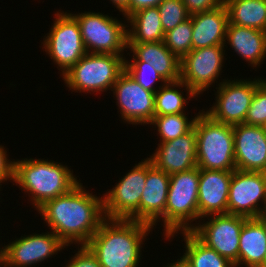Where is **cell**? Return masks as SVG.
I'll use <instances>...</instances> for the list:
<instances>
[{
	"label": "cell",
	"mask_w": 266,
	"mask_h": 267,
	"mask_svg": "<svg viewBox=\"0 0 266 267\" xmlns=\"http://www.w3.org/2000/svg\"><path fill=\"white\" fill-rule=\"evenodd\" d=\"M124 70L144 89L153 93L166 83L165 79L154 69V67L148 65V62L128 61V58L126 59L125 57ZM160 81L161 83L163 82V84L158 86V88L154 87L153 84Z\"/></svg>",
	"instance_id": "cell-30"
},
{
	"label": "cell",
	"mask_w": 266,
	"mask_h": 267,
	"mask_svg": "<svg viewBox=\"0 0 266 267\" xmlns=\"http://www.w3.org/2000/svg\"><path fill=\"white\" fill-rule=\"evenodd\" d=\"M262 267H266V257H265L264 264L262 265Z\"/></svg>",
	"instance_id": "cell-41"
},
{
	"label": "cell",
	"mask_w": 266,
	"mask_h": 267,
	"mask_svg": "<svg viewBox=\"0 0 266 267\" xmlns=\"http://www.w3.org/2000/svg\"><path fill=\"white\" fill-rule=\"evenodd\" d=\"M152 229L135 220L105 218L86 246L101 267H138L143 240Z\"/></svg>",
	"instance_id": "cell-2"
},
{
	"label": "cell",
	"mask_w": 266,
	"mask_h": 267,
	"mask_svg": "<svg viewBox=\"0 0 266 267\" xmlns=\"http://www.w3.org/2000/svg\"><path fill=\"white\" fill-rule=\"evenodd\" d=\"M142 160L115 187L102 194L105 218L140 222V198L147 176V158Z\"/></svg>",
	"instance_id": "cell-9"
},
{
	"label": "cell",
	"mask_w": 266,
	"mask_h": 267,
	"mask_svg": "<svg viewBox=\"0 0 266 267\" xmlns=\"http://www.w3.org/2000/svg\"><path fill=\"white\" fill-rule=\"evenodd\" d=\"M186 115V113L154 115L149 124L157 128L160 143L185 135L193 128L196 116L190 121Z\"/></svg>",
	"instance_id": "cell-28"
},
{
	"label": "cell",
	"mask_w": 266,
	"mask_h": 267,
	"mask_svg": "<svg viewBox=\"0 0 266 267\" xmlns=\"http://www.w3.org/2000/svg\"><path fill=\"white\" fill-rule=\"evenodd\" d=\"M112 91L125 123L149 125L154 117L155 93L144 89L125 70L113 84Z\"/></svg>",
	"instance_id": "cell-15"
},
{
	"label": "cell",
	"mask_w": 266,
	"mask_h": 267,
	"mask_svg": "<svg viewBox=\"0 0 266 267\" xmlns=\"http://www.w3.org/2000/svg\"><path fill=\"white\" fill-rule=\"evenodd\" d=\"M225 47L216 45L191 50L180 61V80L191 88L196 95L203 94L215 84L222 75L225 61Z\"/></svg>",
	"instance_id": "cell-13"
},
{
	"label": "cell",
	"mask_w": 266,
	"mask_h": 267,
	"mask_svg": "<svg viewBox=\"0 0 266 267\" xmlns=\"http://www.w3.org/2000/svg\"><path fill=\"white\" fill-rule=\"evenodd\" d=\"M148 158L156 168L167 174L197 167V140L194 127L185 135L159 143L155 153Z\"/></svg>",
	"instance_id": "cell-17"
},
{
	"label": "cell",
	"mask_w": 266,
	"mask_h": 267,
	"mask_svg": "<svg viewBox=\"0 0 266 267\" xmlns=\"http://www.w3.org/2000/svg\"><path fill=\"white\" fill-rule=\"evenodd\" d=\"M192 50L216 45H225L226 28L229 22L225 4L209 11L191 14Z\"/></svg>",
	"instance_id": "cell-20"
},
{
	"label": "cell",
	"mask_w": 266,
	"mask_h": 267,
	"mask_svg": "<svg viewBox=\"0 0 266 267\" xmlns=\"http://www.w3.org/2000/svg\"><path fill=\"white\" fill-rule=\"evenodd\" d=\"M166 47L179 59H183L192 50V19L178 24L165 33Z\"/></svg>",
	"instance_id": "cell-29"
},
{
	"label": "cell",
	"mask_w": 266,
	"mask_h": 267,
	"mask_svg": "<svg viewBox=\"0 0 266 267\" xmlns=\"http://www.w3.org/2000/svg\"><path fill=\"white\" fill-rule=\"evenodd\" d=\"M78 22L88 53L123 55L128 49L127 29L130 26L100 12L72 14Z\"/></svg>",
	"instance_id": "cell-7"
},
{
	"label": "cell",
	"mask_w": 266,
	"mask_h": 267,
	"mask_svg": "<svg viewBox=\"0 0 266 267\" xmlns=\"http://www.w3.org/2000/svg\"><path fill=\"white\" fill-rule=\"evenodd\" d=\"M190 14L209 11L224 4V0H182Z\"/></svg>",
	"instance_id": "cell-35"
},
{
	"label": "cell",
	"mask_w": 266,
	"mask_h": 267,
	"mask_svg": "<svg viewBox=\"0 0 266 267\" xmlns=\"http://www.w3.org/2000/svg\"><path fill=\"white\" fill-rule=\"evenodd\" d=\"M123 55L86 53L63 76L72 92H105L113 88L119 75L124 71Z\"/></svg>",
	"instance_id": "cell-6"
},
{
	"label": "cell",
	"mask_w": 266,
	"mask_h": 267,
	"mask_svg": "<svg viewBox=\"0 0 266 267\" xmlns=\"http://www.w3.org/2000/svg\"><path fill=\"white\" fill-rule=\"evenodd\" d=\"M131 26L127 28L128 43H148L164 41L165 33L157 7L142 9L127 19Z\"/></svg>",
	"instance_id": "cell-24"
},
{
	"label": "cell",
	"mask_w": 266,
	"mask_h": 267,
	"mask_svg": "<svg viewBox=\"0 0 266 267\" xmlns=\"http://www.w3.org/2000/svg\"><path fill=\"white\" fill-rule=\"evenodd\" d=\"M262 127L266 130V121H265V123L263 124Z\"/></svg>",
	"instance_id": "cell-42"
},
{
	"label": "cell",
	"mask_w": 266,
	"mask_h": 267,
	"mask_svg": "<svg viewBox=\"0 0 266 267\" xmlns=\"http://www.w3.org/2000/svg\"><path fill=\"white\" fill-rule=\"evenodd\" d=\"M36 211L67 246L86 245L105 219L103 196L93 195L81 182L68 193L48 200Z\"/></svg>",
	"instance_id": "cell-1"
},
{
	"label": "cell",
	"mask_w": 266,
	"mask_h": 267,
	"mask_svg": "<svg viewBox=\"0 0 266 267\" xmlns=\"http://www.w3.org/2000/svg\"><path fill=\"white\" fill-rule=\"evenodd\" d=\"M163 0H129V16L142 9L157 7Z\"/></svg>",
	"instance_id": "cell-36"
},
{
	"label": "cell",
	"mask_w": 266,
	"mask_h": 267,
	"mask_svg": "<svg viewBox=\"0 0 266 267\" xmlns=\"http://www.w3.org/2000/svg\"><path fill=\"white\" fill-rule=\"evenodd\" d=\"M157 8L164 33L174 29L191 16L182 0H163Z\"/></svg>",
	"instance_id": "cell-31"
},
{
	"label": "cell",
	"mask_w": 266,
	"mask_h": 267,
	"mask_svg": "<svg viewBox=\"0 0 266 267\" xmlns=\"http://www.w3.org/2000/svg\"><path fill=\"white\" fill-rule=\"evenodd\" d=\"M266 257V218H248L240 231L238 262L234 267H262Z\"/></svg>",
	"instance_id": "cell-21"
},
{
	"label": "cell",
	"mask_w": 266,
	"mask_h": 267,
	"mask_svg": "<svg viewBox=\"0 0 266 267\" xmlns=\"http://www.w3.org/2000/svg\"><path fill=\"white\" fill-rule=\"evenodd\" d=\"M199 168L170 174L165 206V239L191 231L198 220ZM190 222V223H189Z\"/></svg>",
	"instance_id": "cell-5"
},
{
	"label": "cell",
	"mask_w": 266,
	"mask_h": 267,
	"mask_svg": "<svg viewBox=\"0 0 266 267\" xmlns=\"http://www.w3.org/2000/svg\"><path fill=\"white\" fill-rule=\"evenodd\" d=\"M251 67H259L266 57V32L228 22L225 41Z\"/></svg>",
	"instance_id": "cell-22"
},
{
	"label": "cell",
	"mask_w": 266,
	"mask_h": 267,
	"mask_svg": "<svg viewBox=\"0 0 266 267\" xmlns=\"http://www.w3.org/2000/svg\"><path fill=\"white\" fill-rule=\"evenodd\" d=\"M185 241L182 255L190 267H234L227 258L203 243L192 231H180Z\"/></svg>",
	"instance_id": "cell-26"
},
{
	"label": "cell",
	"mask_w": 266,
	"mask_h": 267,
	"mask_svg": "<svg viewBox=\"0 0 266 267\" xmlns=\"http://www.w3.org/2000/svg\"><path fill=\"white\" fill-rule=\"evenodd\" d=\"M131 61H144L165 79L166 82L180 80V61L165 45L164 41L128 43Z\"/></svg>",
	"instance_id": "cell-23"
},
{
	"label": "cell",
	"mask_w": 266,
	"mask_h": 267,
	"mask_svg": "<svg viewBox=\"0 0 266 267\" xmlns=\"http://www.w3.org/2000/svg\"><path fill=\"white\" fill-rule=\"evenodd\" d=\"M262 217H263V218H266V203H265V208H264V210H263Z\"/></svg>",
	"instance_id": "cell-39"
},
{
	"label": "cell",
	"mask_w": 266,
	"mask_h": 267,
	"mask_svg": "<svg viewBox=\"0 0 266 267\" xmlns=\"http://www.w3.org/2000/svg\"><path fill=\"white\" fill-rule=\"evenodd\" d=\"M232 173L199 169L198 221L212 214H227Z\"/></svg>",
	"instance_id": "cell-19"
},
{
	"label": "cell",
	"mask_w": 266,
	"mask_h": 267,
	"mask_svg": "<svg viewBox=\"0 0 266 267\" xmlns=\"http://www.w3.org/2000/svg\"><path fill=\"white\" fill-rule=\"evenodd\" d=\"M49 33L44 36L43 48L62 76L86 53L77 20L68 12L59 10Z\"/></svg>",
	"instance_id": "cell-8"
},
{
	"label": "cell",
	"mask_w": 266,
	"mask_h": 267,
	"mask_svg": "<svg viewBox=\"0 0 266 267\" xmlns=\"http://www.w3.org/2000/svg\"><path fill=\"white\" fill-rule=\"evenodd\" d=\"M81 180L73 171L54 160L24 158L14 162V184L29 195L38 209L48 200L68 193Z\"/></svg>",
	"instance_id": "cell-3"
},
{
	"label": "cell",
	"mask_w": 266,
	"mask_h": 267,
	"mask_svg": "<svg viewBox=\"0 0 266 267\" xmlns=\"http://www.w3.org/2000/svg\"><path fill=\"white\" fill-rule=\"evenodd\" d=\"M266 121V79L256 88L244 124L263 126Z\"/></svg>",
	"instance_id": "cell-32"
},
{
	"label": "cell",
	"mask_w": 266,
	"mask_h": 267,
	"mask_svg": "<svg viewBox=\"0 0 266 267\" xmlns=\"http://www.w3.org/2000/svg\"><path fill=\"white\" fill-rule=\"evenodd\" d=\"M67 247L52 231L24 235L0 248L2 267L35 266Z\"/></svg>",
	"instance_id": "cell-14"
},
{
	"label": "cell",
	"mask_w": 266,
	"mask_h": 267,
	"mask_svg": "<svg viewBox=\"0 0 266 267\" xmlns=\"http://www.w3.org/2000/svg\"><path fill=\"white\" fill-rule=\"evenodd\" d=\"M229 23L266 32V0H224Z\"/></svg>",
	"instance_id": "cell-25"
},
{
	"label": "cell",
	"mask_w": 266,
	"mask_h": 267,
	"mask_svg": "<svg viewBox=\"0 0 266 267\" xmlns=\"http://www.w3.org/2000/svg\"><path fill=\"white\" fill-rule=\"evenodd\" d=\"M4 146L0 145V186L5 181L14 182V162L8 159L7 151ZM12 180V181H11ZM1 189V187H0Z\"/></svg>",
	"instance_id": "cell-34"
},
{
	"label": "cell",
	"mask_w": 266,
	"mask_h": 267,
	"mask_svg": "<svg viewBox=\"0 0 266 267\" xmlns=\"http://www.w3.org/2000/svg\"><path fill=\"white\" fill-rule=\"evenodd\" d=\"M165 267H190V265L184 260V258L181 256L180 259H177L173 263H168V265Z\"/></svg>",
	"instance_id": "cell-38"
},
{
	"label": "cell",
	"mask_w": 266,
	"mask_h": 267,
	"mask_svg": "<svg viewBox=\"0 0 266 267\" xmlns=\"http://www.w3.org/2000/svg\"><path fill=\"white\" fill-rule=\"evenodd\" d=\"M79 247L77 253L70 258L65 267H101L96 256L86 245Z\"/></svg>",
	"instance_id": "cell-33"
},
{
	"label": "cell",
	"mask_w": 266,
	"mask_h": 267,
	"mask_svg": "<svg viewBox=\"0 0 266 267\" xmlns=\"http://www.w3.org/2000/svg\"><path fill=\"white\" fill-rule=\"evenodd\" d=\"M266 78L227 80L223 79L216 87L215 103L203 112L212 120L224 124H242L246 118L256 88ZM250 80V81H249Z\"/></svg>",
	"instance_id": "cell-10"
},
{
	"label": "cell",
	"mask_w": 266,
	"mask_h": 267,
	"mask_svg": "<svg viewBox=\"0 0 266 267\" xmlns=\"http://www.w3.org/2000/svg\"><path fill=\"white\" fill-rule=\"evenodd\" d=\"M170 174L156 168L147 157V176L145 188L140 198V222L154 228L160 219L164 224L165 206L167 202Z\"/></svg>",
	"instance_id": "cell-18"
},
{
	"label": "cell",
	"mask_w": 266,
	"mask_h": 267,
	"mask_svg": "<svg viewBox=\"0 0 266 267\" xmlns=\"http://www.w3.org/2000/svg\"><path fill=\"white\" fill-rule=\"evenodd\" d=\"M194 129L197 140V167L206 170H236L233 125L212 120L200 110Z\"/></svg>",
	"instance_id": "cell-4"
},
{
	"label": "cell",
	"mask_w": 266,
	"mask_h": 267,
	"mask_svg": "<svg viewBox=\"0 0 266 267\" xmlns=\"http://www.w3.org/2000/svg\"><path fill=\"white\" fill-rule=\"evenodd\" d=\"M0 267H2V256H1V252H0Z\"/></svg>",
	"instance_id": "cell-40"
},
{
	"label": "cell",
	"mask_w": 266,
	"mask_h": 267,
	"mask_svg": "<svg viewBox=\"0 0 266 267\" xmlns=\"http://www.w3.org/2000/svg\"><path fill=\"white\" fill-rule=\"evenodd\" d=\"M236 169L266 173V130L262 126L233 125Z\"/></svg>",
	"instance_id": "cell-16"
},
{
	"label": "cell",
	"mask_w": 266,
	"mask_h": 267,
	"mask_svg": "<svg viewBox=\"0 0 266 267\" xmlns=\"http://www.w3.org/2000/svg\"><path fill=\"white\" fill-rule=\"evenodd\" d=\"M110 2L126 19L129 17V0H110Z\"/></svg>",
	"instance_id": "cell-37"
},
{
	"label": "cell",
	"mask_w": 266,
	"mask_h": 267,
	"mask_svg": "<svg viewBox=\"0 0 266 267\" xmlns=\"http://www.w3.org/2000/svg\"><path fill=\"white\" fill-rule=\"evenodd\" d=\"M265 203L266 173L233 170L229 187L227 214L259 218L262 217Z\"/></svg>",
	"instance_id": "cell-11"
},
{
	"label": "cell",
	"mask_w": 266,
	"mask_h": 267,
	"mask_svg": "<svg viewBox=\"0 0 266 267\" xmlns=\"http://www.w3.org/2000/svg\"><path fill=\"white\" fill-rule=\"evenodd\" d=\"M186 89L185 98L183 91L179 89ZM195 92L189 88L181 80L174 82H166L155 92V109L154 115H170L177 113H185V104L188 103L187 99L196 98Z\"/></svg>",
	"instance_id": "cell-27"
},
{
	"label": "cell",
	"mask_w": 266,
	"mask_h": 267,
	"mask_svg": "<svg viewBox=\"0 0 266 267\" xmlns=\"http://www.w3.org/2000/svg\"><path fill=\"white\" fill-rule=\"evenodd\" d=\"M206 217H210L208 221H199L191 231L235 265L238 262L240 231L248 218L234 214H212Z\"/></svg>",
	"instance_id": "cell-12"
}]
</instances>
